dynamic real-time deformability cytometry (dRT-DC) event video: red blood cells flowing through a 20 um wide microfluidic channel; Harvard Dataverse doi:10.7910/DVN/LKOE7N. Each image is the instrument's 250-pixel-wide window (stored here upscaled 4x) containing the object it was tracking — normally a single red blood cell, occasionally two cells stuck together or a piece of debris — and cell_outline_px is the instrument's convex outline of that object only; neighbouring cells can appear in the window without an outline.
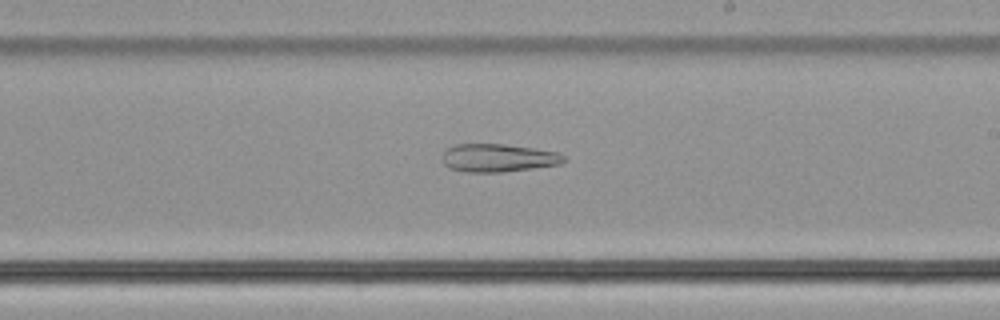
{"species": "common noctule bat (a hibernating species)", "species_latin": "Nyctalus noctula", "temperature_condition": "cold", "stored_images_in_passage": 51, "camera_frame_rate_fps": 3000, "um_per_image_px": 0.085, "animal": {"sex": "male", "body_mass_g": 21.5, "forearm_length_mm": 52.0}, "frame": {"image": 1, "passage_image": 30, "time_ms": 9.667, "image_size_px": [1000, 320], "cell_outline_px": [[568, 160], [560, 164], [504, 172], [464, 172], [448, 168], [444, 164], [440, 156], [448, 148], [456, 144], [504, 144], [532, 148], [556, 152], [564, 156]], "centroid_in_image_um": [42.3, 13.43], "position_along_channel_um": 246.7, "area_um2": 19.94}}
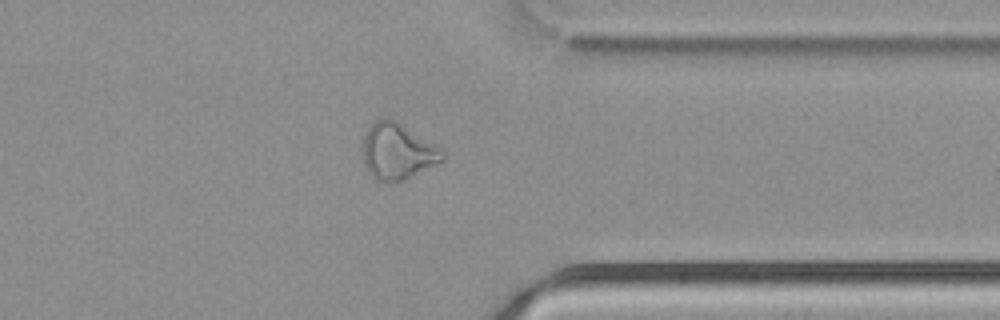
{"frame": {"image": 2, "passage_image": 40, "time_ms": 13.0, "image_size_px": [1000, 320], "cell_outline_px": [[444, 160], [400, 180], [376, 180], [368, 172], [364, 164], [364, 136], [368, 128], [376, 120], [396, 120], [444, 152]], "centroid_in_image_um": [33.75, 12.86], "position_along_channel_um": 377.6, "area_um2": 24.8}}
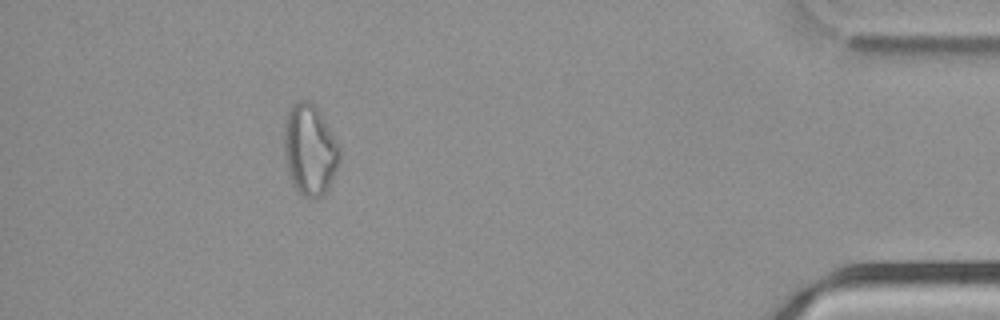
{"frame": {"image": 3, "passage_image": 46, "time_ms": 15.0, "image_size_px": [1000, 320], "cell_outline_px": [[340, 160], [328, 192], [324, 196], [316, 200], [312, 200], [304, 196], [296, 188], [288, 172], [284, 152], [284, 124], [288, 108], [296, 100], [308, 100], [320, 112], [340, 148]], "centroid_in_image_um": [26.33, 12.76], "position_along_channel_um": 408.9, "area_um2": 29.71}}